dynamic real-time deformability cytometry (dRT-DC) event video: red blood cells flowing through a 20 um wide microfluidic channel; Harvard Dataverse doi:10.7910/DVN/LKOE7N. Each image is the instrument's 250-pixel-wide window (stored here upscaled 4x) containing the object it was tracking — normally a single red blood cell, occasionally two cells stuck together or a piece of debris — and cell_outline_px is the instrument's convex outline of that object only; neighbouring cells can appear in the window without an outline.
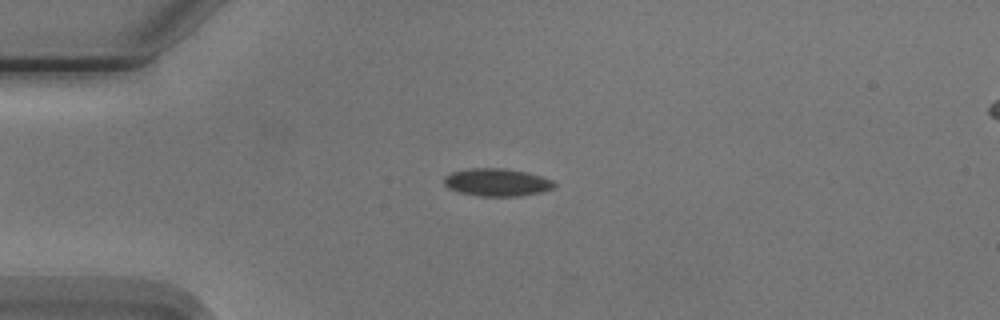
{"species": "Egyptian fruit bat (a non-hibernating species)", "species_latin": "Rousettus aegyptiacus", "temperature_condition": "cold", "stored_images_in_passage": 6, "camera_frame_rate_fps": 3000, "um_per_image_px": 0.085, "animal": {"sex": "male"}, "frame": {"image": 1, "passage_image": 4, "time_ms": 3.333, "image_size_px": [1000, 320], "cell_outline_px": [[556, 184], [552, 188], [540, 192], [520, 196], [476, 196], [460, 192], [448, 188], [444, 184], [444, 176], [452, 172], [468, 168], [504, 168], [528, 172], [552, 180]], "centroid_in_image_um": [42.21, 15.49], "position_along_channel_um": 42.8, "area_um2": 17.8}}
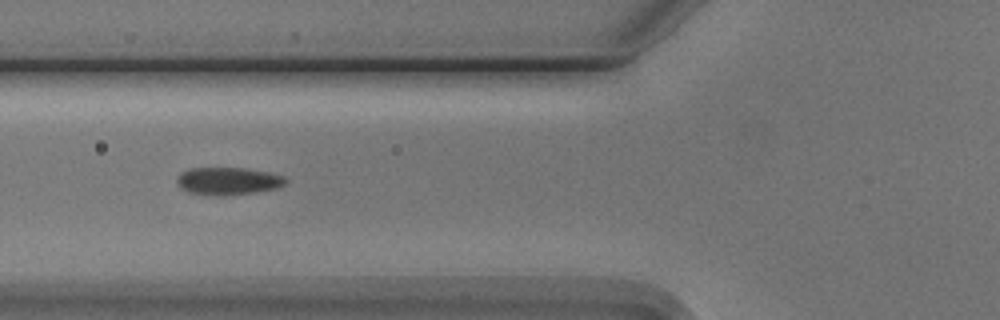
{"frame": {"image": 2, "passage_image": 6, "time_ms": 5.667, "image_size_px": [1000, 320], "cell_outline_px": [[288, 184], [276, 188], [256, 192], [224, 196], [212, 196], [188, 192], [180, 188], [176, 184], [176, 176], [180, 172], [188, 168], [244, 168], [272, 172], [284, 176], [288, 180]], "centroid_in_image_um": [19.38, 15.39], "position_along_channel_um": 106.4, "area_um2": 17.98}}